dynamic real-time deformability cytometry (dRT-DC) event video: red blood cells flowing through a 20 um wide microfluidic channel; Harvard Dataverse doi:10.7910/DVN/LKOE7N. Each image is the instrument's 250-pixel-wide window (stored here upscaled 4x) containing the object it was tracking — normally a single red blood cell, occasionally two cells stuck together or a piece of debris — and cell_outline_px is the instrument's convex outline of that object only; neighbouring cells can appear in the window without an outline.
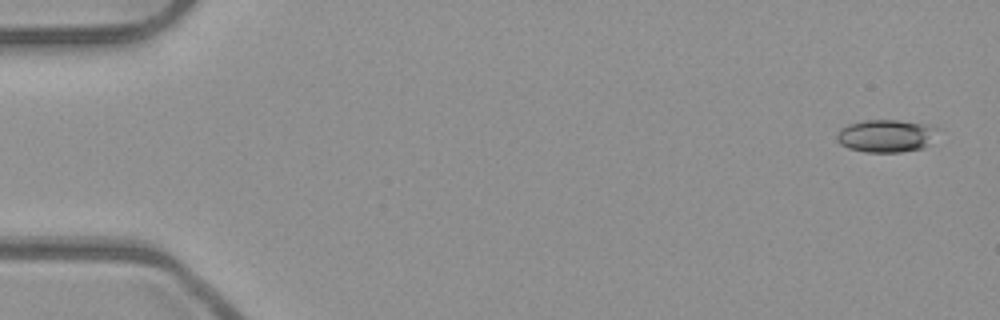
{"species": "common noctule bat (a hibernating species)", "species_latin": "Nyctalus noctula", "temperature_condition": "room temperature", "stored_images_in_passage": 5, "camera_frame_rate_fps": 3000, "um_per_image_px": 0.085, "animal": {"sex": "male", "body_mass_g": 23.1, "forearm_length_mm": 52.7}, "frame": {"image": 1, "passage_image": 1, "time_ms": 0.0, "image_size_px": [1000, 320], "cell_outline_px": [[936, 128], [928, 144], [920, 148], [900, 152], [864, 152], [848, 148], [840, 144], [836, 140], [836, 136], [840, 128], [848, 124], [864, 120], [900, 120], [936, 124]], "centroid_in_image_um": [75.27, 11.53], "position_along_channel_um": 9.7, "area_um2": 19.25}}
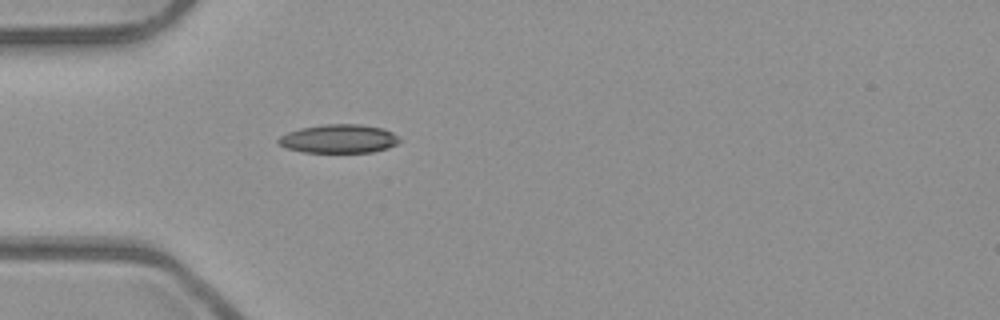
{"frame": {"image": 2, "passage_image": 5, "time_ms": 1.333, "image_size_px": [1000, 320], "cell_outline_px": [[400, 140], [396, 144], [388, 148], [372, 152], [304, 152], [288, 148], [280, 144], [276, 140], [280, 136], [288, 132], [300, 128], [324, 124], [360, 124], [384, 128], [392, 132]], "centroid_in_image_um": [28.81, 11.79], "position_along_channel_um": 56.2, "area_um2": 20.11}}